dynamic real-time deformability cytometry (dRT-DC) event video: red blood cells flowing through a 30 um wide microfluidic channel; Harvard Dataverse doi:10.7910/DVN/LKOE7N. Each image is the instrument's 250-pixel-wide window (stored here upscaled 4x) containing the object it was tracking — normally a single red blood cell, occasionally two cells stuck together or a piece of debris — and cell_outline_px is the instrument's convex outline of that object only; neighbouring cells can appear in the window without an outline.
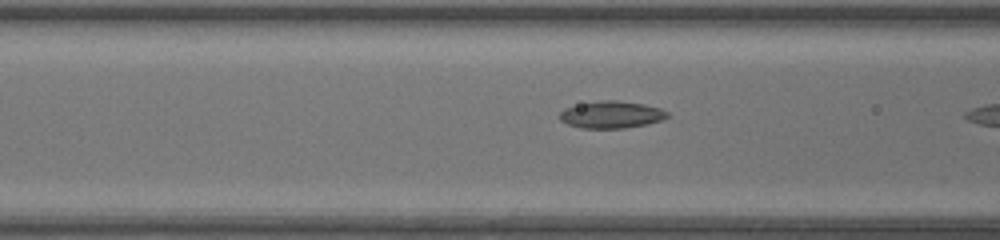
{"species": "common noctule bat (a hibernating species)", "species_latin": "Nyctalus noctula", "temperature_condition": "warm", "stored_images_in_passage": 7, "camera_frame_rate_fps": 3000, "um_per_image_px": 0.085, "animal": {"sex": "female", "body_mass_g": 17.0, "forearm_length_mm": 48.0}, "frame": {"image": 1, "passage_image": 6, "time_ms": 1.667, "image_size_px": [1000, 240], "cell_outline_px": [[668, 116], [660, 120], [644, 124], [624, 128], [580, 128], [568, 124], [560, 120], [560, 112], [564, 108], [580, 104], [604, 100], [616, 100], [644, 104], [660, 108], [668, 112]], "centroid_in_image_um": [51.94, 9.74], "position_along_channel_um": 114.7, "area_um2": 16.76}}